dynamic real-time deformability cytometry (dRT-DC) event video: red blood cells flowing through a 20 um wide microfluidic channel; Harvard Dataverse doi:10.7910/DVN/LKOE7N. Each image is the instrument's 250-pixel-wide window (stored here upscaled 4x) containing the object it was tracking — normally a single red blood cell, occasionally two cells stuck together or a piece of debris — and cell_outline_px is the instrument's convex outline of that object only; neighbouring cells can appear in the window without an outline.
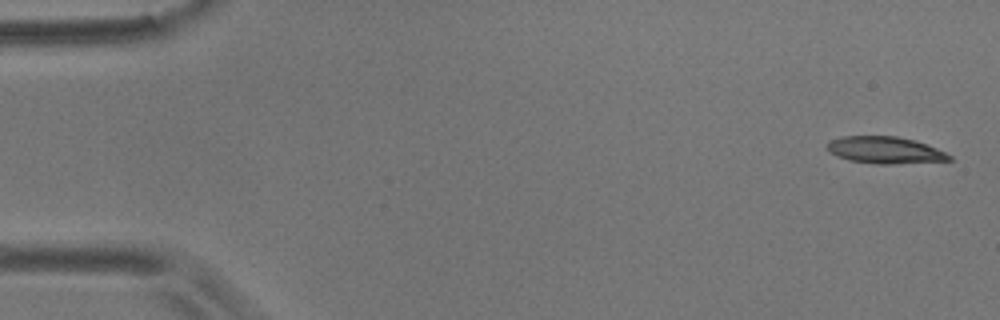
{"species": "common noctule bat (a hibernating species)", "species_latin": "Nyctalus noctula", "temperature_condition": "room temperature", "stored_images_in_passage": 10, "camera_frame_rate_fps": 3000, "um_per_image_px": 0.085, "animal": {"sex": "male", "body_mass_g": 17.9}, "frame": {"image": 1, "passage_image": 1, "time_ms": 0.0, "image_size_px": [1000, 320], "cell_outline_px": [[952, 160], [892, 164], [876, 164], [852, 160], [836, 156], [828, 152], [828, 140], [844, 136], [896, 136], [916, 140], [928, 144], [952, 156]], "centroid_in_image_um": [75.23, 12.75], "position_along_channel_um": 9.8, "area_um2": 19.13}}
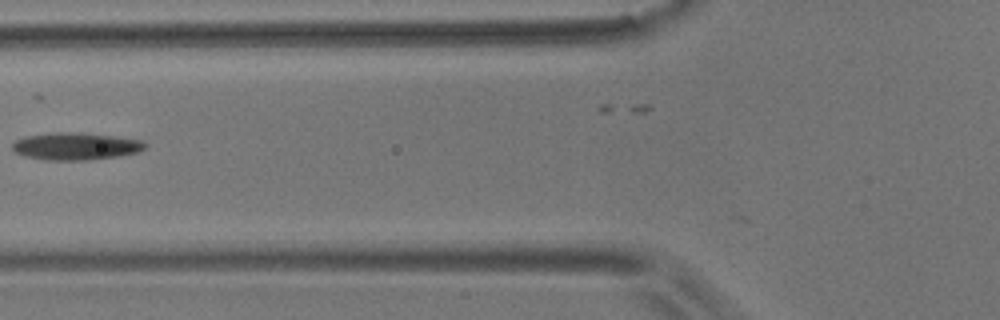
{"frame": {"image": 2, "passage_image": 7, "time_ms": 2.0, "image_size_px": [1000, 320], "cell_outline_px": [[148, 148], [136, 152], [120, 156], [88, 160], [44, 160], [24, 156], [16, 152], [12, 148], [12, 144], [16, 140], [28, 136], [48, 132], [84, 132], [144, 140], [148, 144]], "centroid_in_image_um": [6.48, 12.42], "position_along_channel_um": 119.3, "area_um2": 21.44}}
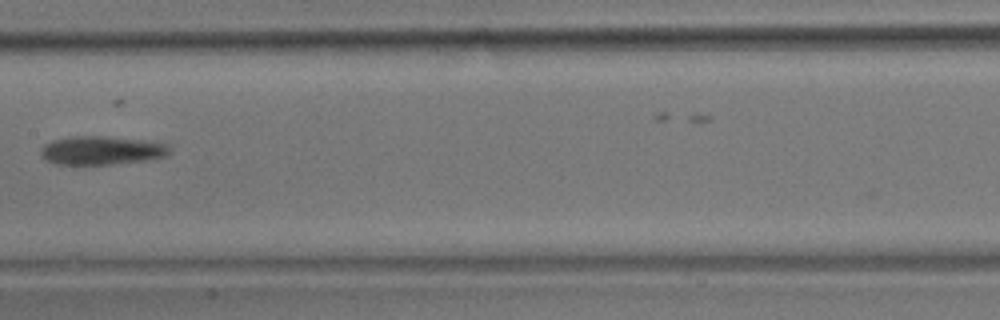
{"frame": {"image": 3, "passage_image": 9, "time_ms": 2.667, "image_size_px": [1000, 320], "cell_outline_px": [[172, 148], [168, 156], [148, 160], [112, 164], [56, 164], [44, 160], [40, 156], [40, 148], [44, 144], [52, 140], [72, 136], [104, 136], [144, 140], [168, 144]], "centroid_in_image_um": [8.63, 12.78], "position_along_channel_um": 198.8, "area_um2": 21.79}}